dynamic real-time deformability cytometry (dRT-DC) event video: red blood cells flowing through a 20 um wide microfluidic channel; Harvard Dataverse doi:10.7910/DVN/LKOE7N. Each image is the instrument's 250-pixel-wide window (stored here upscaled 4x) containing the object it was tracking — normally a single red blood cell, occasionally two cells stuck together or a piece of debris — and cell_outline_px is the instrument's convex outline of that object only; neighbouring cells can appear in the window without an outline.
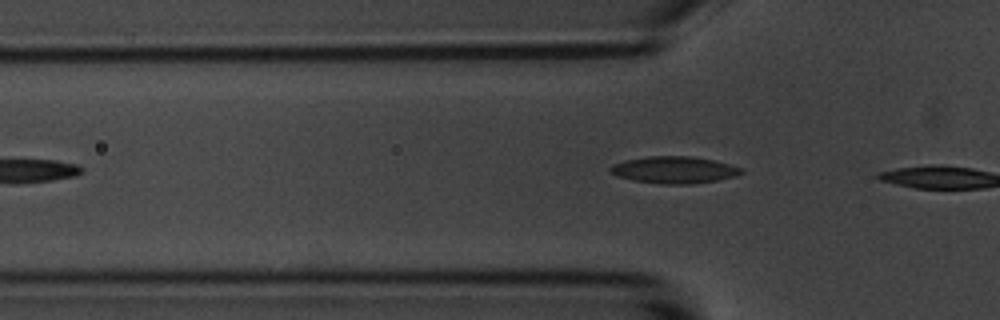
{"species": "common noctule bat (a hibernating species)", "species_latin": "Nyctalus noctula", "temperature_condition": "room temperature", "stored_images_in_passage": 2, "camera_frame_rate_fps": 3000, "um_per_image_px": 0.085, "animal": {"sex": "male", "body_mass_g": 20.1, "forearm_length_mm": 53.5}, "frame": {"image": 1, "passage_image": 2, "time_ms": 1.333, "image_size_px": [1000, 320], "cell_outline_px": [[744, 172], [736, 176], [716, 180], [692, 184], [660, 184], [632, 180], [620, 176], [612, 172], [608, 168], [612, 164], [624, 160], [648, 156], [692, 156], [716, 160], [744, 168]], "centroid_in_image_um": [57.35, 14.43], "position_along_channel_um": 68.5, "area_um2": 20.69}}